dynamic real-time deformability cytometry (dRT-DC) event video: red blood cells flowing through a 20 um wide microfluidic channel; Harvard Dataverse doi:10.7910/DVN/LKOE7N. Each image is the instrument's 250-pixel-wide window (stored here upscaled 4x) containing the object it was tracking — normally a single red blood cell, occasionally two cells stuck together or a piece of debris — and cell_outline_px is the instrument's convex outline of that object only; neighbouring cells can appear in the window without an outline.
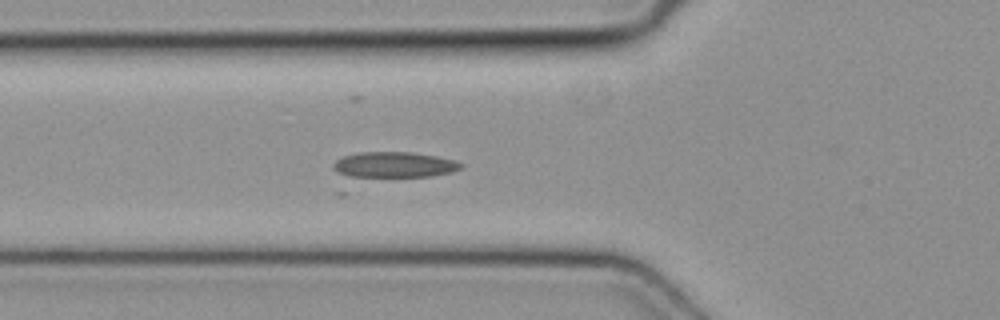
{"species": "common noctule bat (a hibernating species)", "species_latin": "Nyctalus noctula", "temperature_condition": "cold", "stored_images_in_passage": 40, "camera_frame_rate_fps": 3000, "um_per_image_px": 0.085, "animal": {"sex": "female", "body_mass_g": 19.3, "forearm_length_mm": 54.1}, "frame": {"image": 1, "passage_image": 18, "time_ms": 5.667, "image_size_px": [1000, 320], "cell_outline_px": [[464, 168], [452, 172], [344, 196], [336, 196], [332, 168], [332, 164], [336, 160], [344, 156], [360, 152], [412, 152], [436, 156], [452, 160], [464, 164]], "centroid_in_image_um": [32.82, 14.46], "position_along_channel_um": 93.0, "area_um2": 27.17}}
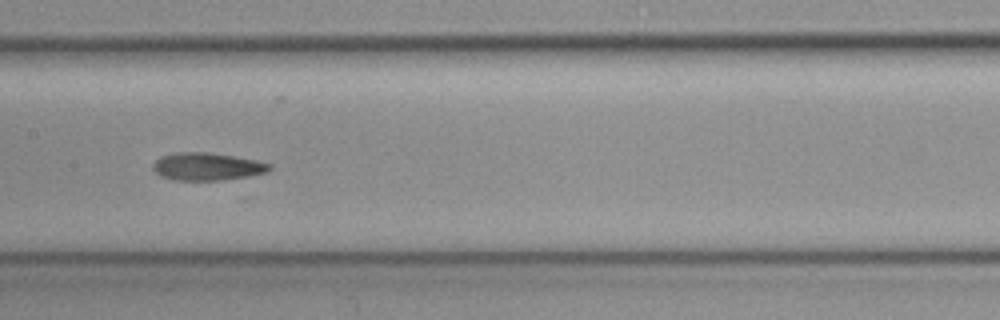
{"frame": {"image": 2, "passage_image": 25, "time_ms": 8.0, "image_size_px": [1000, 320], "cell_outline_px": [[272, 168], [268, 172], [248, 176], [220, 180], [172, 180], [160, 176], [152, 168], [152, 164], [160, 156], [180, 152], [204, 152], [232, 156], [256, 160], [272, 164]], "centroid_in_image_um": [17.59, 14.16], "position_along_channel_um": 189.8, "area_um2": 18.73}}
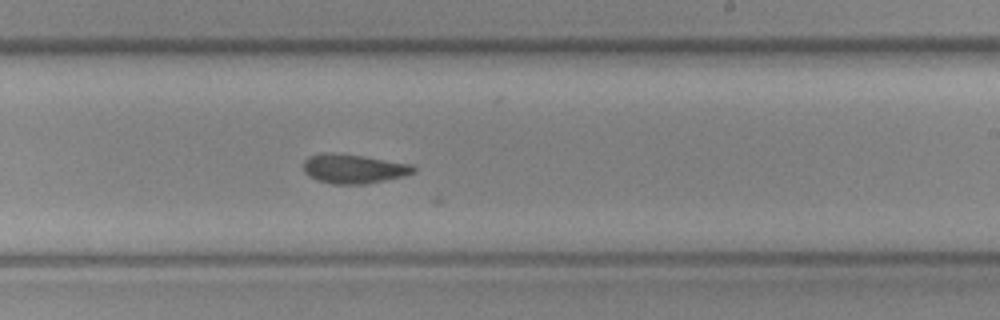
{"frame": {"image": 3, "passage_image": 30, "time_ms": 9.667, "image_size_px": [1000, 320], "cell_outline_px": [[416, 172], [404, 176], [364, 184], [332, 184], [316, 180], [308, 176], [304, 172], [304, 160], [308, 156], [324, 152], [332, 152], [364, 156], [412, 164], [416, 168]], "centroid_in_image_um": [30.04, 14.34], "position_along_channel_um": 259.0, "area_um2": 18.96}}